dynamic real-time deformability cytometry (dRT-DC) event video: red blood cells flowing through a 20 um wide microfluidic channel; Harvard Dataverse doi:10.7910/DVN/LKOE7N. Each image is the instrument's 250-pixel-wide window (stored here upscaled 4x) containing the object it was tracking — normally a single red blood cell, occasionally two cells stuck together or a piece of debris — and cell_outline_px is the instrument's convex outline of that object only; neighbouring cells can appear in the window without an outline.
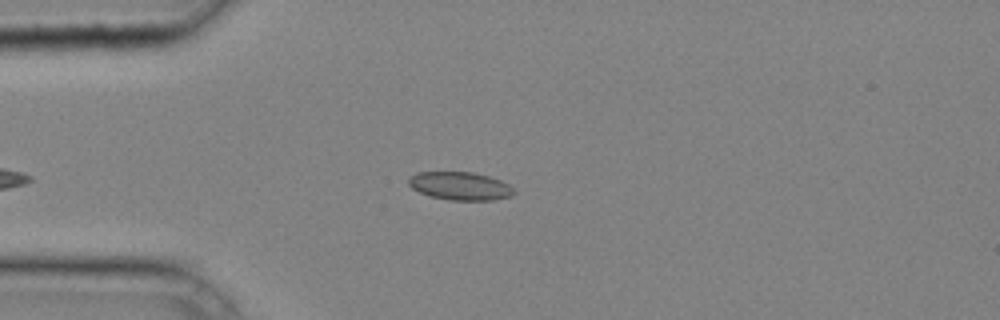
{"species": "common noctule bat (a hibernating species)", "species_latin": "Nyctalus noctula", "temperature_condition": "cold", "stored_images_in_passage": 33, "camera_frame_rate_fps": 3000, "um_per_image_px": 0.085, "animal": {"sex": "male", "body_mass_g": 20.4}, "frame": {"image": 1, "passage_image": 3, "time_ms": 0.667, "image_size_px": [1000, 320], "cell_outline_px": [[516, 192], [512, 196], [492, 200], [448, 200], [432, 196], [420, 192], [412, 188], [408, 184], [408, 176], [416, 172], [472, 172], [488, 176], [500, 180], [508, 184]], "centroid_in_image_um": [39.09, 15.8], "position_along_channel_um": 45.9, "area_um2": 17.28}}
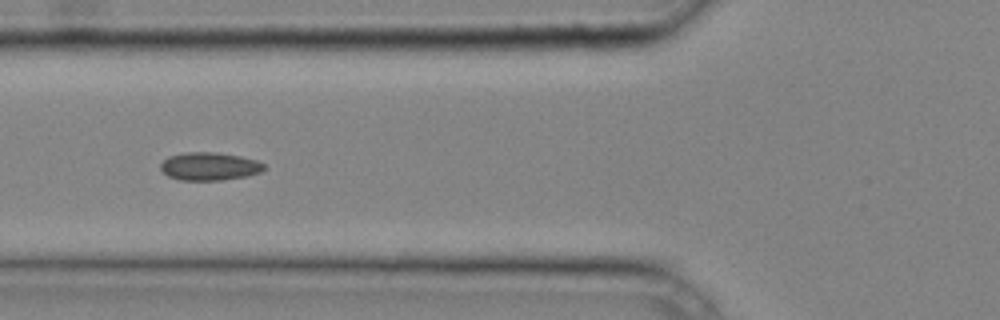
{"frame": {"image": 2, "passage_image": 8, "time_ms": 2.333, "image_size_px": [1000, 320], "cell_outline_px": [[264, 168], [260, 172], [248, 176], [224, 180], [180, 180], [168, 176], [160, 168], [160, 164], [168, 156], [184, 152], [216, 152], [240, 156], [256, 160], [264, 164]], "centroid_in_image_um": [17.79, 14.14], "position_along_channel_um": 108.0, "area_um2": 16.94}}
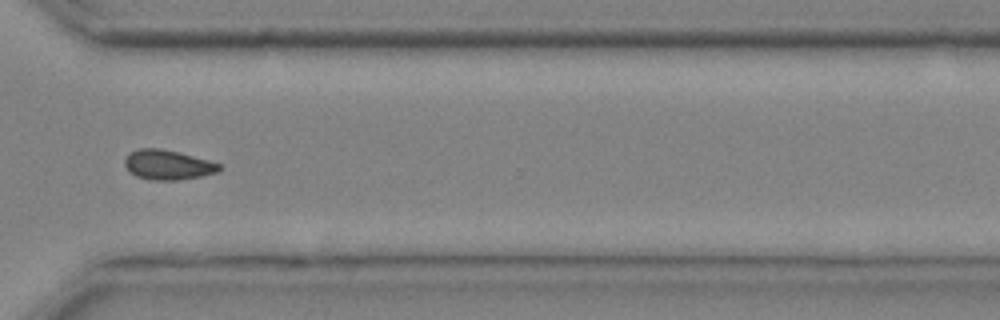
{"frame": {"image": 3, "passage_image": 24, "time_ms": 7.667, "image_size_px": [1000, 320], "cell_outline_px": [[224, 168], [216, 172], [200, 176], [176, 180], [148, 180], [136, 176], [124, 164], [124, 160], [128, 152], [140, 148], [160, 148], [180, 152], [208, 160], [220, 164]], "centroid_in_image_um": [14.25, 14.0], "position_along_channel_um": 356.3, "area_um2": 16.42}}